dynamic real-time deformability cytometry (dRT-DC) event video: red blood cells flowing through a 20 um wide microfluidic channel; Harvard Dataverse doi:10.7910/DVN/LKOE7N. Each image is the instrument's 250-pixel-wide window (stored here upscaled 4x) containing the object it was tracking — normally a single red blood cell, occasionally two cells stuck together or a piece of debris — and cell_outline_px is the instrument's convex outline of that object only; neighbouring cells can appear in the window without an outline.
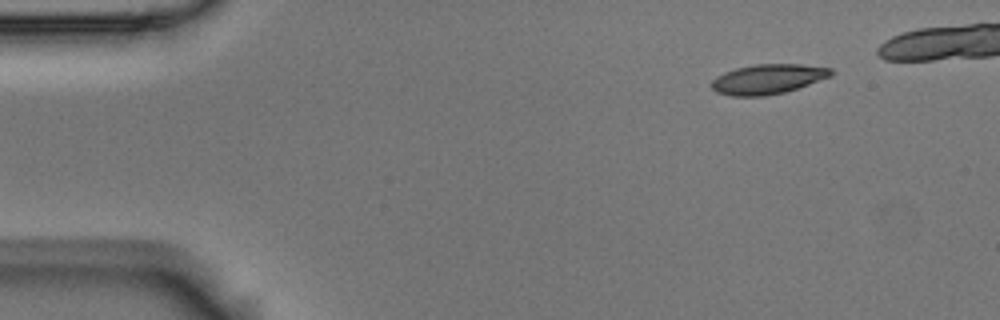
{"species": "Egyptian fruit bat (a non-hibernating species)", "species_latin": "Rousettus aegyptiacus", "temperature_condition": "room temperature", "stored_images_in_passage": 8, "camera_frame_rate_fps": 3000, "um_per_image_px": 0.085, "animal": {"sex": "male"}, "frame": {"image": 1, "passage_image": 1, "time_ms": 0.0, "image_size_px": [1000, 320], "cell_outline_px": [[832, 76], [784, 92], [764, 96], [732, 96], [716, 92], [712, 88], [712, 80], [716, 76], [724, 72], [736, 68], [756, 64], [800, 64], [832, 68]], "centroid_in_image_um": [65.25, 6.72], "position_along_channel_um": 19.8, "area_um2": 20.63}}